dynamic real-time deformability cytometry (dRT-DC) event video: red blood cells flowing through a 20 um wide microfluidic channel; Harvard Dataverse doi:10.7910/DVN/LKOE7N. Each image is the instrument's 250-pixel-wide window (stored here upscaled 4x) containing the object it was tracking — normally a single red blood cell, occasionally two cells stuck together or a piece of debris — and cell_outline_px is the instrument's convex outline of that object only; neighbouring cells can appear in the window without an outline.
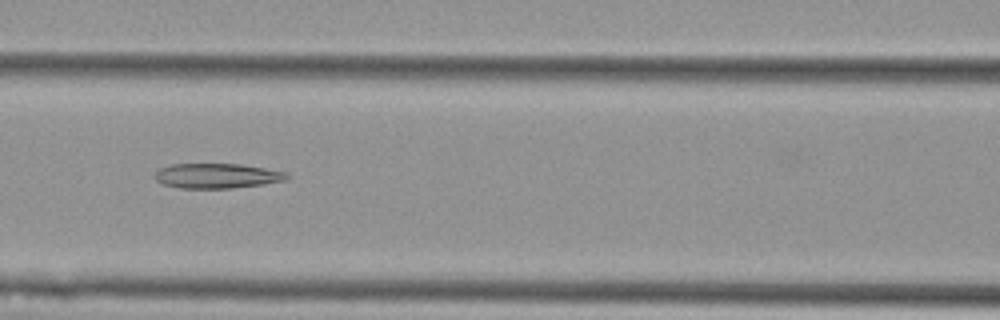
{"species": "Egyptian fruit bat (a non-hibernating species)", "species_latin": "Rousettus aegyptiacus", "temperature_condition": "cold", "stored_images_in_passage": 8, "camera_frame_rate_fps": 3000, "um_per_image_px": 0.085, "animal": {"sex": "female"}, "frame": {"image": 1, "passage_image": 7, "time_ms": 2.0, "image_size_px": [1000, 320], "cell_outline_px": [[288, 180], [264, 184], [228, 188], [180, 188], [164, 184], [156, 180], [156, 172], [160, 168], [172, 164], [240, 164], [288, 172]], "centroid_in_image_um": [18.48, 14.94], "position_along_channel_um": 148.1, "area_um2": 19.02}}
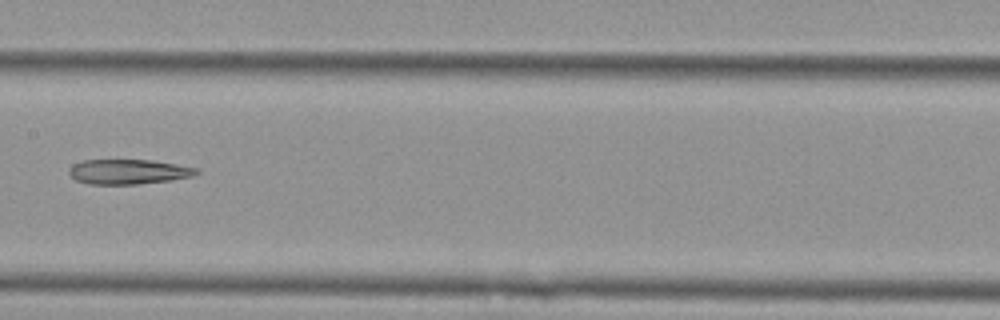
{"frame": {"image": 2, "passage_image": 8, "time_ms": 2.333, "image_size_px": [1000, 320], "cell_outline_px": [[200, 172], [192, 176], [172, 180], [136, 184], [88, 184], [76, 180], [68, 172], [68, 168], [72, 164], [84, 160], [152, 160], [200, 168]], "centroid_in_image_um": [10.92, 14.59], "position_along_channel_um": 196.5, "area_um2": 18.55}}